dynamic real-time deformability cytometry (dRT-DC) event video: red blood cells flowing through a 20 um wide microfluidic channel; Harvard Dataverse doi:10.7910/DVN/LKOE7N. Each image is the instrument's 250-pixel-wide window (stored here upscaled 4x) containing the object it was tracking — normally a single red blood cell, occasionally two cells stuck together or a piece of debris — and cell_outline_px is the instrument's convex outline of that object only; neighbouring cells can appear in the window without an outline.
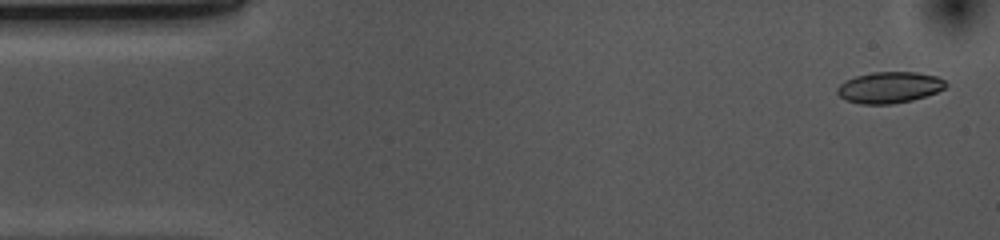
{"species": "common noctule bat (a hibernating species)", "species_latin": "Nyctalus noctula", "temperature_condition": "cold", "stored_images_in_passage": 53, "camera_frame_rate_fps": 3000, "um_per_image_px": 0.085, "animal": {"sex": "female", "body_mass_g": 10.0, "forearm_length_mm": 53.1}, "frame": {"image": 1, "passage_image": 2, "time_ms": 0.333, "image_size_px": [1000, 240], "cell_outline_px": [[948, 84], [944, 88], [936, 92], [912, 100], [892, 104], [860, 104], [848, 100], [840, 96], [836, 92], [836, 88], [840, 84], [856, 76], [872, 72], [916, 72], [936, 76], [944, 80]], "centroid_in_image_um": [75.6, 7.43], "position_along_channel_um": 9.4, "area_um2": 19.59}}
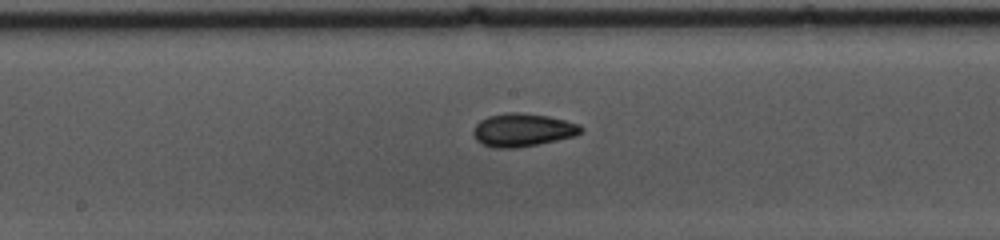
{"frame": {"image": 2, "passage_image": 26, "time_ms": 8.333, "image_size_px": [1000, 240], "cell_outline_px": [[584, 128], [576, 136], [516, 148], [496, 148], [484, 144], [476, 140], [472, 132], [476, 124], [480, 120], [488, 116], [508, 112], [520, 112], [548, 116], [580, 124]], "centroid_in_image_um": [44.42, 11.04], "position_along_channel_um": 203.8, "area_um2": 20.69}}
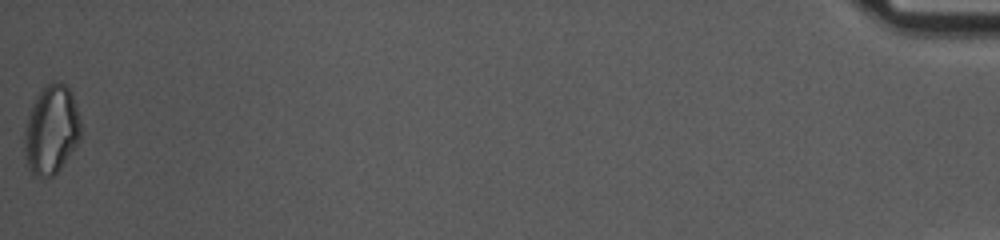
{"frame": {"image": 3, "passage_image": 53, "time_ms": 17.333, "image_size_px": [1000, 240], "cell_outline_px": [[80, 140], [60, 168], [52, 176], [40, 180], [28, 168], [24, 152], [24, 128], [32, 104], [40, 88], [56, 80], [60, 80], [72, 92], [80, 116]], "centroid_in_image_um": [4.35, 11.02], "position_along_channel_um": 430.8, "area_um2": 29.59}, "authors_computed_cell_mechanics": {"area_um2": 19.9988, "velocity_mm_per_s": 3.6997, "shape_relaxation_time_tau1_ms": 6.281, "shape_relaxation_time_tau2_ms": 2.8917, "deformation_change_tau1": 0.1185, "deformation_change_tau2": 0.0821}}